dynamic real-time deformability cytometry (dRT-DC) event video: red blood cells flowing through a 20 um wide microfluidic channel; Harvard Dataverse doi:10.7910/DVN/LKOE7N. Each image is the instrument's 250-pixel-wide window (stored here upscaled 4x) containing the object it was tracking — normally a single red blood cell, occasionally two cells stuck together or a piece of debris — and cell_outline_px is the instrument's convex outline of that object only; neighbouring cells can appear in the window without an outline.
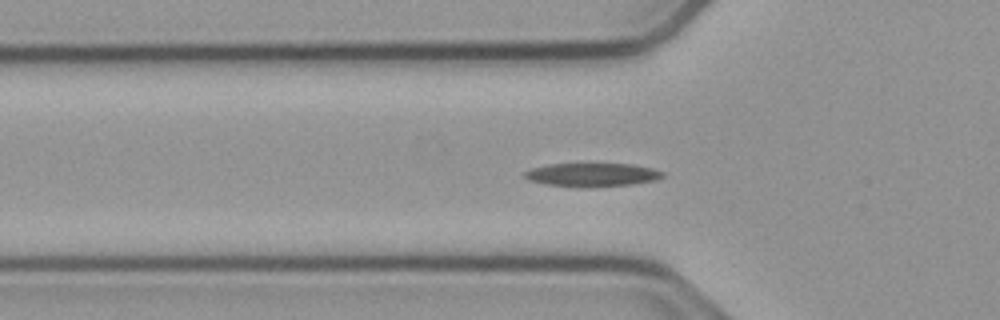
{"species": "common noctule bat (a hibernating species)", "species_latin": "Nyctalus noctula", "temperature_condition": "cold", "stored_images_in_passage": 43, "camera_frame_rate_fps": 3000, "um_per_image_px": 0.085, "animal": {"sex": "male", "body_mass_g": 23.1, "forearm_length_mm": 52.7}, "frame": {"image": 1, "passage_image": 5, "time_ms": 1.333, "image_size_px": [1000, 320], "cell_outline_px": [[664, 176], [656, 180], [632, 184], [592, 188], [576, 188], [544, 184], [528, 180], [524, 176], [524, 172], [532, 168], [548, 164], [632, 164], [652, 168], [664, 172]], "centroid_in_image_um": [50.32, 14.87], "position_along_channel_um": 75.5, "area_um2": 19.25}}
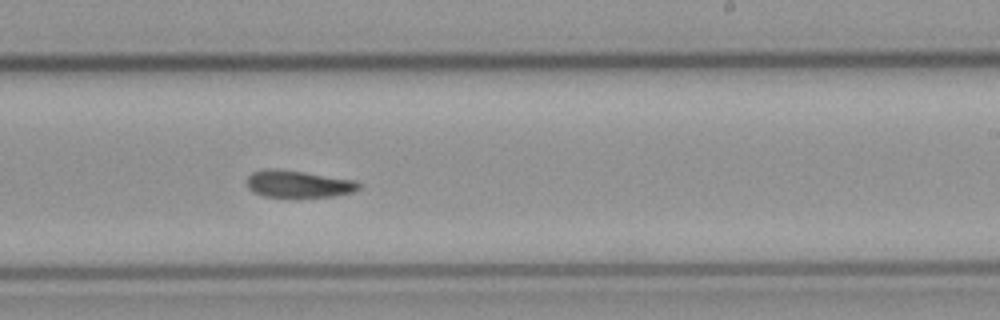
{"frame": {"image": 2, "passage_image": 20, "time_ms": 6.333, "image_size_px": [1000, 320], "cell_outline_px": [[360, 188], [352, 192], [336, 196], [264, 196], [252, 192], [248, 188], [248, 176], [252, 172], [264, 168], [272, 168], [304, 172], [356, 180], [360, 184]], "centroid_in_image_um": [25.35, 15.62], "position_along_channel_um": 263.6, "area_um2": 17.51}}
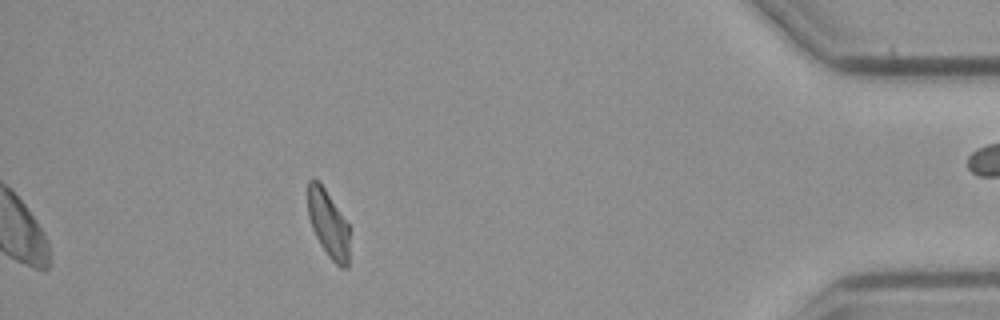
{"frame": {"image": 3, "passage_image": 36, "time_ms": 11.667, "image_size_px": [1000, 320], "cell_outline_px": [[348, 268], [340, 268], [328, 256], [320, 244], [312, 228], [308, 216], [308, 180], [312, 176], [320, 180], [348, 224]], "centroid_in_image_um": [27.88, 18.97], "position_along_channel_um": 407.3, "area_um2": 16.42}}